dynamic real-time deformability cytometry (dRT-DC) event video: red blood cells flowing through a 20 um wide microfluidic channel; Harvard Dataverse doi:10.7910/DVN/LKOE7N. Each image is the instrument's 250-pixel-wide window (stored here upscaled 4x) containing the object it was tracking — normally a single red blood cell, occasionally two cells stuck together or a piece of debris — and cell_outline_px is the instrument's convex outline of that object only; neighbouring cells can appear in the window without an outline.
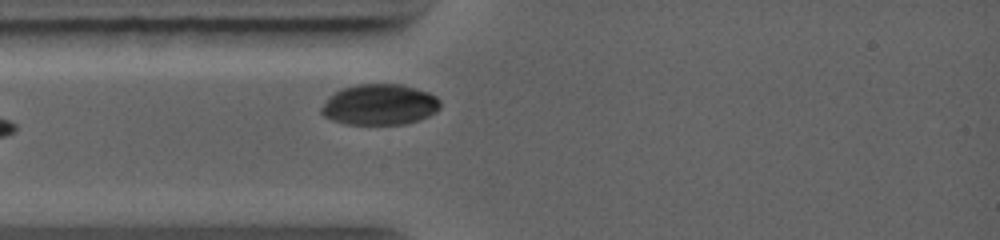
{"species": "common noctule bat (a hibernating species)", "species_latin": "Nyctalus noctula", "temperature_condition": "warm", "stored_images_in_passage": 1, "camera_frame_rate_fps": 5000, "um_per_image_px": 0.085, "animal": {"sex": "female", "body_mass_g": 19.0, "forearm_length_mm": 56.7}, "frame": {"image": 1, "passage_image": 1, "time_ms": 0.0, "image_size_px": [1000, 240], "cell_outline_px": [[440, 108], [436, 112], [428, 116], [404, 124], [344, 124], [332, 120], [324, 116], [320, 112], [320, 108], [328, 96], [344, 88], [356, 84], [400, 84], [428, 92], [436, 96], [440, 100]], "centroid_in_image_um": [32.25, 8.89], "position_along_channel_um": 52.8, "area_um2": 28.26}}